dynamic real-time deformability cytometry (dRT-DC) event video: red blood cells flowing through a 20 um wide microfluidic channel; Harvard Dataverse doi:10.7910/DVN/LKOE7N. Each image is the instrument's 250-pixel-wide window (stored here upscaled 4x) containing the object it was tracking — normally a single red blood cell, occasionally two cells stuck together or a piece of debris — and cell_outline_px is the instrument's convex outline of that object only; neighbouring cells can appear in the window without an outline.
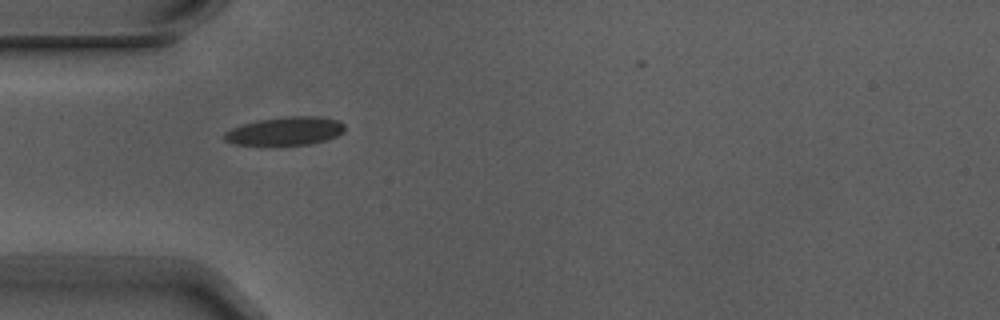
{"species": "Egyptian fruit bat (a non-hibernating species)", "species_latin": "Rousettus aegyptiacus", "temperature_condition": "warm", "stored_images_in_passage": 4, "camera_frame_rate_fps": 3000, "um_per_image_px": 0.085, "animal": {"sex": "male"}, "frame": {"image": 1, "passage_image": 1, "time_ms": 0.0, "image_size_px": [1000, 320], "cell_outline_px": [[344, 132], [336, 136], [324, 140], [308, 144], [276, 148], [232, 144], [224, 140], [224, 132], [232, 128], [244, 124], [260, 120], [284, 116], [316, 116], [336, 120], [344, 124]], "centroid_in_image_um": [24.18, 11.19], "position_along_channel_um": 60.8, "area_um2": 20.58}}
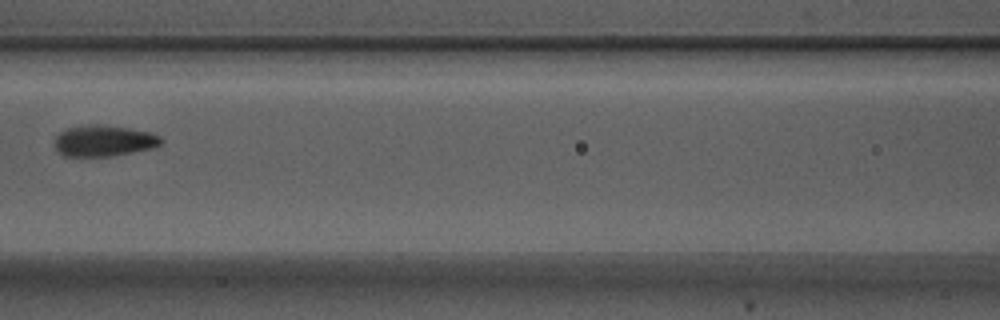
{"frame": {"image": 2, "passage_image": 3, "time_ms": 0.667, "image_size_px": [1000, 320], "cell_outline_px": [[164, 140], [160, 144], [148, 148], [112, 156], [64, 156], [56, 148], [56, 136], [60, 132], [68, 128], [88, 124], [100, 124], [128, 128], [152, 132], [160, 136]], "centroid_in_image_um": [8.83, 11.95], "position_along_channel_um": 157.8, "area_um2": 19.07}}
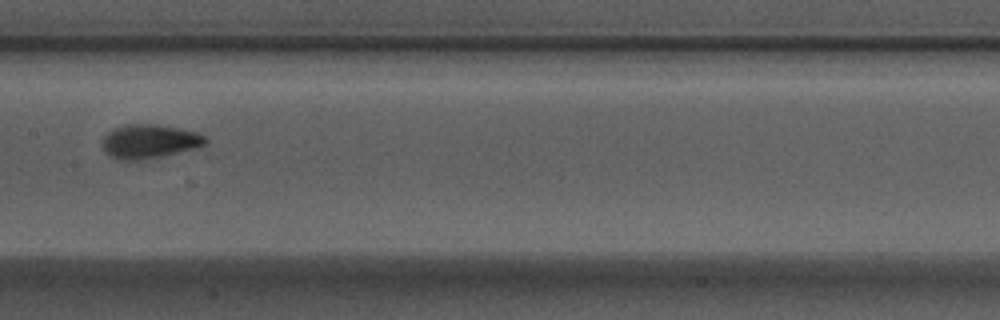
{"frame": {"image": 3, "passage_image": 4, "time_ms": 1.0, "image_size_px": [1000, 320], "cell_outline_px": [[208, 140], [204, 144], [196, 148], [160, 156], [140, 160], [116, 160], [108, 156], [104, 152], [104, 136], [108, 132], [124, 124], [156, 124], [196, 132], [204, 136]], "centroid_in_image_um": [12.66, 12.02], "position_along_channel_um": 194.7, "area_um2": 20.17}}